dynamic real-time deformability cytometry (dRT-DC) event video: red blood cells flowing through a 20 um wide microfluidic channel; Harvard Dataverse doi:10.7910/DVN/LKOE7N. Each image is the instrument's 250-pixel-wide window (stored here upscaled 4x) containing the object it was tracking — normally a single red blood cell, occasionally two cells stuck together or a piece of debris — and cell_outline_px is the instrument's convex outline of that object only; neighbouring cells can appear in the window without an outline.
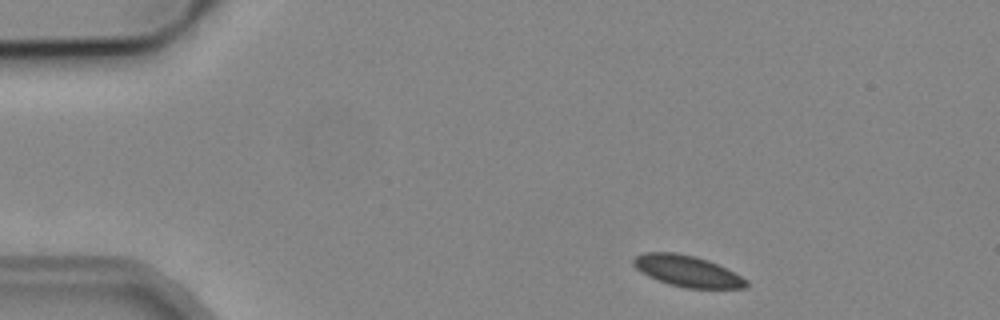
{"species": "common noctule bat (a hibernating species)", "species_latin": "Nyctalus noctula", "temperature_condition": "cold", "stored_images_in_passage": 3, "camera_frame_rate_fps": 3000, "um_per_image_px": 0.085, "animal": {"sex": "male", "body_mass_g": 19.2, "forearm_length_mm": 51.8}, "frame": {"image": 1, "passage_image": 1, "time_ms": 0.0, "image_size_px": [1000, 320], "cell_outline_px": [[748, 288], [684, 288], [668, 284], [648, 276], [636, 268], [632, 264], [632, 260], [636, 256], [644, 252], [676, 252], [696, 256], [708, 260], [748, 280]], "centroid_in_image_um": [58.39, 23.04], "position_along_channel_um": 26.6, "area_um2": 20.46}}